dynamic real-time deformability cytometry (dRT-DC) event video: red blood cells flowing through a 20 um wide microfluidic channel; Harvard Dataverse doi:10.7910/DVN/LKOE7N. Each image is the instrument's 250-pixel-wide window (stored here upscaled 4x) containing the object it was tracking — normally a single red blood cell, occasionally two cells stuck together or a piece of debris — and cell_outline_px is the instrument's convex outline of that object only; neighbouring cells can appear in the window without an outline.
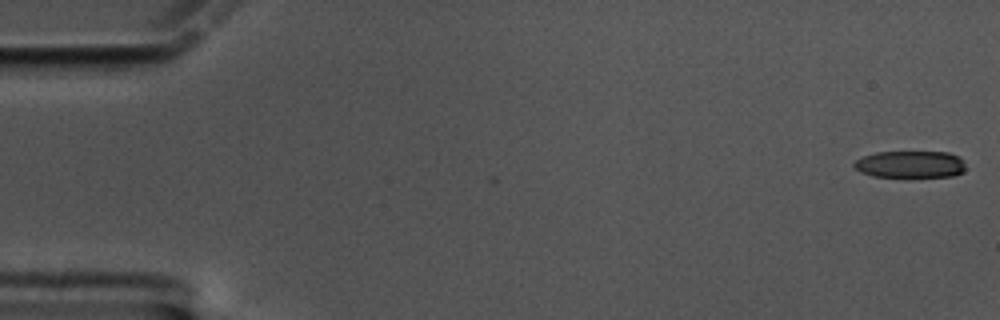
{"species": "common noctule bat (a hibernating species)", "species_latin": "Nyctalus noctula", "temperature_condition": "cold", "stored_images_in_passage": 2, "camera_frame_rate_fps": 3000, "um_per_image_px": 0.085, "animal": {"sex": "male", "body_mass_g": 17.5, "forearm_length_mm": 52.3}, "frame": {"image": 1, "passage_image": 2, "time_ms": 0.333, "image_size_px": [1000, 320], "cell_outline_px": [[964, 172], [952, 176], [872, 176], [860, 172], [852, 164], [856, 160], [864, 156], [876, 152], [948, 152], [960, 156], [964, 160]], "centroid_in_image_um": [77.4, 13.96], "position_along_channel_um": 7.6, "area_um2": 17.46}}